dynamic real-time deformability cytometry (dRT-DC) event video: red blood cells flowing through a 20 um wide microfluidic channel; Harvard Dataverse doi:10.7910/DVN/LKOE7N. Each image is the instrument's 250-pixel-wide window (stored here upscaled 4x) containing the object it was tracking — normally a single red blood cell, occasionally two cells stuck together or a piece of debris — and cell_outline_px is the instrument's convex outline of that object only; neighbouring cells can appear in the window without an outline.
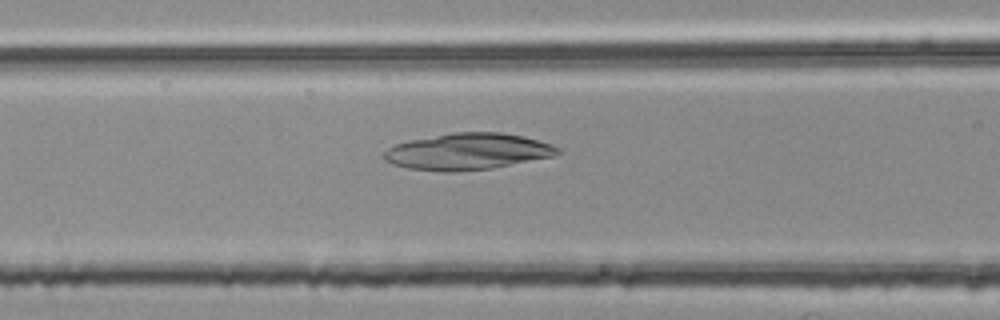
{"species": "common noctule bat (a hibernating species)", "species_latin": "Nyctalus noctula", "temperature_condition": "room temperature", "stored_images_in_passage": 13, "camera_frame_rate_fps": 3000, "um_per_image_px": 0.085, "animal": {"sex": "female", "body_mass_g": 25.1}, "frame": {"image": 1, "passage_image": 11, "time_ms": 3.333, "image_size_px": [1000, 320], "cell_outline_px": [[560, 152], [552, 156], [492, 168], [456, 172], [444, 172], [408, 168], [392, 164], [384, 160], [384, 152], [388, 148], [396, 144], [412, 140], [452, 132], [500, 132], [524, 136], [552, 144], [560, 148]], "centroid_in_image_um": [39.75, 12.88], "position_along_channel_um": 126.8, "area_um2": 36.76}}